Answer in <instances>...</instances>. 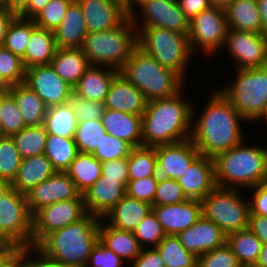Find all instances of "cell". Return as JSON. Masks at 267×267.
Here are the masks:
<instances>
[{"instance_id":"52","label":"cell","mask_w":267,"mask_h":267,"mask_svg":"<svg viewBox=\"0 0 267 267\" xmlns=\"http://www.w3.org/2000/svg\"><path fill=\"white\" fill-rule=\"evenodd\" d=\"M157 184L158 183L153 176L137 180H129L126 187V193L132 198L153 205Z\"/></svg>"},{"instance_id":"73","label":"cell","mask_w":267,"mask_h":267,"mask_svg":"<svg viewBox=\"0 0 267 267\" xmlns=\"http://www.w3.org/2000/svg\"><path fill=\"white\" fill-rule=\"evenodd\" d=\"M2 110V99H0V123H1V120H2V117H1V111Z\"/></svg>"},{"instance_id":"26","label":"cell","mask_w":267,"mask_h":267,"mask_svg":"<svg viewBox=\"0 0 267 267\" xmlns=\"http://www.w3.org/2000/svg\"><path fill=\"white\" fill-rule=\"evenodd\" d=\"M87 33L82 8L74 0L67 8L59 27L54 31L57 48H81Z\"/></svg>"},{"instance_id":"44","label":"cell","mask_w":267,"mask_h":267,"mask_svg":"<svg viewBox=\"0 0 267 267\" xmlns=\"http://www.w3.org/2000/svg\"><path fill=\"white\" fill-rule=\"evenodd\" d=\"M133 148L129 142L105 133L99 146H97L92 155L100 162L118 160L127 158Z\"/></svg>"},{"instance_id":"30","label":"cell","mask_w":267,"mask_h":267,"mask_svg":"<svg viewBox=\"0 0 267 267\" xmlns=\"http://www.w3.org/2000/svg\"><path fill=\"white\" fill-rule=\"evenodd\" d=\"M50 65L57 75L73 88L91 67L81 48H58Z\"/></svg>"},{"instance_id":"13","label":"cell","mask_w":267,"mask_h":267,"mask_svg":"<svg viewBox=\"0 0 267 267\" xmlns=\"http://www.w3.org/2000/svg\"><path fill=\"white\" fill-rule=\"evenodd\" d=\"M237 64V69L267 66V35L228 29L224 46Z\"/></svg>"},{"instance_id":"25","label":"cell","mask_w":267,"mask_h":267,"mask_svg":"<svg viewBox=\"0 0 267 267\" xmlns=\"http://www.w3.org/2000/svg\"><path fill=\"white\" fill-rule=\"evenodd\" d=\"M153 205L127 194L103 217L110 226L122 231L133 232L140 222L152 211Z\"/></svg>"},{"instance_id":"7","label":"cell","mask_w":267,"mask_h":267,"mask_svg":"<svg viewBox=\"0 0 267 267\" xmlns=\"http://www.w3.org/2000/svg\"><path fill=\"white\" fill-rule=\"evenodd\" d=\"M140 31L137 47L161 66L184 77L188 60L193 55L188 35L160 27H140Z\"/></svg>"},{"instance_id":"50","label":"cell","mask_w":267,"mask_h":267,"mask_svg":"<svg viewBox=\"0 0 267 267\" xmlns=\"http://www.w3.org/2000/svg\"><path fill=\"white\" fill-rule=\"evenodd\" d=\"M197 267H243L230 246L225 243L197 257Z\"/></svg>"},{"instance_id":"31","label":"cell","mask_w":267,"mask_h":267,"mask_svg":"<svg viewBox=\"0 0 267 267\" xmlns=\"http://www.w3.org/2000/svg\"><path fill=\"white\" fill-rule=\"evenodd\" d=\"M224 10L228 29L263 33L257 0H235Z\"/></svg>"},{"instance_id":"58","label":"cell","mask_w":267,"mask_h":267,"mask_svg":"<svg viewBox=\"0 0 267 267\" xmlns=\"http://www.w3.org/2000/svg\"><path fill=\"white\" fill-rule=\"evenodd\" d=\"M179 7L184 15L191 20L203 10L210 8L212 5L209 0H177Z\"/></svg>"},{"instance_id":"70","label":"cell","mask_w":267,"mask_h":267,"mask_svg":"<svg viewBox=\"0 0 267 267\" xmlns=\"http://www.w3.org/2000/svg\"><path fill=\"white\" fill-rule=\"evenodd\" d=\"M142 0H128V12L134 11V4L137 6Z\"/></svg>"},{"instance_id":"71","label":"cell","mask_w":267,"mask_h":267,"mask_svg":"<svg viewBox=\"0 0 267 267\" xmlns=\"http://www.w3.org/2000/svg\"><path fill=\"white\" fill-rule=\"evenodd\" d=\"M9 242L0 234V251L8 244Z\"/></svg>"},{"instance_id":"47","label":"cell","mask_w":267,"mask_h":267,"mask_svg":"<svg viewBox=\"0 0 267 267\" xmlns=\"http://www.w3.org/2000/svg\"><path fill=\"white\" fill-rule=\"evenodd\" d=\"M26 69L22 59L4 47H0V76L10 85L25 81Z\"/></svg>"},{"instance_id":"14","label":"cell","mask_w":267,"mask_h":267,"mask_svg":"<svg viewBox=\"0 0 267 267\" xmlns=\"http://www.w3.org/2000/svg\"><path fill=\"white\" fill-rule=\"evenodd\" d=\"M199 154L191 139L156 146L157 163L153 173L155 181L161 183L169 179L177 180Z\"/></svg>"},{"instance_id":"2","label":"cell","mask_w":267,"mask_h":267,"mask_svg":"<svg viewBox=\"0 0 267 267\" xmlns=\"http://www.w3.org/2000/svg\"><path fill=\"white\" fill-rule=\"evenodd\" d=\"M181 93L148 101L142 115V146L155 147L190 139L195 111L188 101L181 99Z\"/></svg>"},{"instance_id":"53","label":"cell","mask_w":267,"mask_h":267,"mask_svg":"<svg viewBox=\"0 0 267 267\" xmlns=\"http://www.w3.org/2000/svg\"><path fill=\"white\" fill-rule=\"evenodd\" d=\"M123 262V259L98 241L91 251L86 267L90 264L92 267H122Z\"/></svg>"},{"instance_id":"61","label":"cell","mask_w":267,"mask_h":267,"mask_svg":"<svg viewBox=\"0 0 267 267\" xmlns=\"http://www.w3.org/2000/svg\"><path fill=\"white\" fill-rule=\"evenodd\" d=\"M49 2L50 0H27L26 7L18 16L33 19Z\"/></svg>"},{"instance_id":"1","label":"cell","mask_w":267,"mask_h":267,"mask_svg":"<svg viewBox=\"0 0 267 267\" xmlns=\"http://www.w3.org/2000/svg\"><path fill=\"white\" fill-rule=\"evenodd\" d=\"M212 94L190 134L200 154L210 158L244 140L240 121L245 120L219 90Z\"/></svg>"},{"instance_id":"59","label":"cell","mask_w":267,"mask_h":267,"mask_svg":"<svg viewBox=\"0 0 267 267\" xmlns=\"http://www.w3.org/2000/svg\"><path fill=\"white\" fill-rule=\"evenodd\" d=\"M248 228L260 239L263 245L267 244V216L250 214Z\"/></svg>"},{"instance_id":"43","label":"cell","mask_w":267,"mask_h":267,"mask_svg":"<svg viewBox=\"0 0 267 267\" xmlns=\"http://www.w3.org/2000/svg\"><path fill=\"white\" fill-rule=\"evenodd\" d=\"M22 157L11 136L0 137V177L12 182L16 177Z\"/></svg>"},{"instance_id":"8","label":"cell","mask_w":267,"mask_h":267,"mask_svg":"<svg viewBox=\"0 0 267 267\" xmlns=\"http://www.w3.org/2000/svg\"><path fill=\"white\" fill-rule=\"evenodd\" d=\"M235 83L219 89L247 120H263L267 110V66L237 69Z\"/></svg>"},{"instance_id":"15","label":"cell","mask_w":267,"mask_h":267,"mask_svg":"<svg viewBox=\"0 0 267 267\" xmlns=\"http://www.w3.org/2000/svg\"><path fill=\"white\" fill-rule=\"evenodd\" d=\"M24 83L35 91L47 108L68 103L74 92V88L59 77L50 64L26 69Z\"/></svg>"},{"instance_id":"18","label":"cell","mask_w":267,"mask_h":267,"mask_svg":"<svg viewBox=\"0 0 267 267\" xmlns=\"http://www.w3.org/2000/svg\"><path fill=\"white\" fill-rule=\"evenodd\" d=\"M82 8L88 33L119 26L129 12L119 0H76Z\"/></svg>"},{"instance_id":"4","label":"cell","mask_w":267,"mask_h":267,"mask_svg":"<svg viewBox=\"0 0 267 267\" xmlns=\"http://www.w3.org/2000/svg\"><path fill=\"white\" fill-rule=\"evenodd\" d=\"M213 161L218 187L250 190L267 179V149L245 146L244 140L216 155Z\"/></svg>"},{"instance_id":"72","label":"cell","mask_w":267,"mask_h":267,"mask_svg":"<svg viewBox=\"0 0 267 267\" xmlns=\"http://www.w3.org/2000/svg\"><path fill=\"white\" fill-rule=\"evenodd\" d=\"M119 1H121L124 4L125 8L128 11V0H119Z\"/></svg>"},{"instance_id":"3","label":"cell","mask_w":267,"mask_h":267,"mask_svg":"<svg viewBox=\"0 0 267 267\" xmlns=\"http://www.w3.org/2000/svg\"><path fill=\"white\" fill-rule=\"evenodd\" d=\"M101 219L87 213L82 219L48 234L37 247L50 258L71 267H86L99 241Z\"/></svg>"},{"instance_id":"67","label":"cell","mask_w":267,"mask_h":267,"mask_svg":"<svg viewBox=\"0 0 267 267\" xmlns=\"http://www.w3.org/2000/svg\"><path fill=\"white\" fill-rule=\"evenodd\" d=\"M11 85L7 81H0V99L5 98L10 93Z\"/></svg>"},{"instance_id":"63","label":"cell","mask_w":267,"mask_h":267,"mask_svg":"<svg viewBox=\"0 0 267 267\" xmlns=\"http://www.w3.org/2000/svg\"><path fill=\"white\" fill-rule=\"evenodd\" d=\"M26 2L27 0H3L2 8L18 15L26 7Z\"/></svg>"},{"instance_id":"5","label":"cell","mask_w":267,"mask_h":267,"mask_svg":"<svg viewBox=\"0 0 267 267\" xmlns=\"http://www.w3.org/2000/svg\"><path fill=\"white\" fill-rule=\"evenodd\" d=\"M135 13L131 11L114 29L86 34L81 49L91 66L105 65L118 71L122 68L137 47L135 28L138 27V19Z\"/></svg>"},{"instance_id":"34","label":"cell","mask_w":267,"mask_h":267,"mask_svg":"<svg viewBox=\"0 0 267 267\" xmlns=\"http://www.w3.org/2000/svg\"><path fill=\"white\" fill-rule=\"evenodd\" d=\"M226 243L243 267L257 263L263 245L249 228L227 234Z\"/></svg>"},{"instance_id":"46","label":"cell","mask_w":267,"mask_h":267,"mask_svg":"<svg viewBox=\"0 0 267 267\" xmlns=\"http://www.w3.org/2000/svg\"><path fill=\"white\" fill-rule=\"evenodd\" d=\"M0 134L1 136H12L19 133L23 128L27 127L24 123L22 114L20 113L13 96L9 93L2 98Z\"/></svg>"},{"instance_id":"54","label":"cell","mask_w":267,"mask_h":267,"mask_svg":"<svg viewBox=\"0 0 267 267\" xmlns=\"http://www.w3.org/2000/svg\"><path fill=\"white\" fill-rule=\"evenodd\" d=\"M101 164V175H106V178L119 179L127 187L129 181L128 157L101 162Z\"/></svg>"},{"instance_id":"12","label":"cell","mask_w":267,"mask_h":267,"mask_svg":"<svg viewBox=\"0 0 267 267\" xmlns=\"http://www.w3.org/2000/svg\"><path fill=\"white\" fill-rule=\"evenodd\" d=\"M228 25L223 7L211 6L189 22L188 40L192 52L196 46L211 53L222 49L227 36Z\"/></svg>"},{"instance_id":"35","label":"cell","mask_w":267,"mask_h":267,"mask_svg":"<svg viewBox=\"0 0 267 267\" xmlns=\"http://www.w3.org/2000/svg\"><path fill=\"white\" fill-rule=\"evenodd\" d=\"M101 169L102 164L95 156L79 152L66 173L83 194L101 176Z\"/></svg>"},{"instance_id":"41","label":"cell","mask_w":267,"mask_h":267,"mask_svg":"<svg viewBox=\"0 0 267 267\" xmlns=\"http://www.w3.org/2000/svg\"><path fill=\"white\" fill-rule=\"evenodd\" d=\"M31 37V19L16 16L10 23L3 47L22 60Z\"/></svg>"},{"instance_id":"49","label":"cell","mask_w":267,"mask_h":267,"mask_svg":"<svg viewBox=\"0 0 267 267\" xmlns=\"http://www.w3.org/2000/svg\"><path fill=\"white\" fill-rule=\"evenodd\" d=\"M134 236L144 248V242L156 247L166 236L161 223L157 220L153 211H151L133 231Z\"/></svg>"},{"instance_id":"62","label":"cell","mask_w":267,"mask_h":267,"mask_svg":"<svg viewBox=\"0 0 267 267\" xmlns=\"http://www.w3.org/2000/svg\"><path fill=\"white\" fill-rule=\"evenodd\" d=\"M16 16L15 12L0 8V47H3L8 27Z\"/></svg>"},{"instance_id":"22","label":"cell","mask_w":267,"mask_h":267,"mask_svg":"<svg viewBox=\"0 0 267 267\" xmlns=\"http://www.w3.org/2000/svg\"><path fill=\"white\" fill-rule=\"evenodd\" d=\"M152 211L166 235H178L202 216L201 202L192 199L171 205H153Z\"/></svg>"},{"instance_id":"16","label":"cell","mask_w":267,"mask_h":267,"mask_svg":"<svg viewBox=\"0 0 267 267\" xmlns=\"http://www.w3.org/2000/svg\"><path fill=\"white\" fill-rule=\"evenodd\" d=\"M25 195L28 209L32 216L38 210L50 204L74 198H83L74 181L66 172H55Z\"/></svg>"},{"instance_id":"55","label":"cell","mask_w":267,"mask_h":267,"mask_svg":"<svg viewBox=\"0 0 267 267\" xmlns=\"http://www.w3.org/2000/svg\"><path fill=\"white\" fill-rule=\"evenodd\" d=\"M251 189L255 192L249 202L250 214L267 216V179Z\"/></svg>"},{"instance_id":"24","label":"cell","mask_w":267,"mask_h":267,"mask_svg":"<svg viewBox=\"0 0 267 267\" xmlns=\"http://www.w3.org/2000/svg\"><path fill=\"white\" fill-rule=\"evenodd\" d=\"M101 121L106 133L129 142L133 147L142 146V116L106 109Z\"/></svg>"},{"instance_id":"51","label":"cell","mask_w":267,"mask_h":267,"mask_svg":"<svg viewBox=\"0 0 267 267\" xmlns=\"http://www.w3.org/2000/svg\"><path fill=\"white\" fill-rule=\"evenodd\" d=\"M188 200L177 180L169 179L157 184L153 205H171Z\"/></svg>"},{"instance_id":"40","label":"cell","mask_w":267,"mask_h":267,"mask_svg":"<svg viewBox=\"0 0 267 267\" xmlns=\"http://www.w3.org/2000/svg\"><path fill=\"white\" fill-rule=\"evenodd\" d=\"M156 163V146L134 147L128 156L129 180L153 176Z\"/></svg>"},{"instance_id":"64","label":"cell","mask_w":267,"mask_h":267,"mask_svg":"<svg viewBox=\"0 0 267 267\" xmlns=\"http://www.w3.org/2000/svg\"><path fill=\"white\" fill-rule=\"evenodd\" d=\"M263 33L267 35V0H257Z\"/></svg>"},{"instance_id":"48","label":"cell","mask_w":267,"mask_h":267,"mask_svg":"<svg viewBox=\"0 0 267 267\" xmlns=\"http://www.w3.org/2000/svg\"><path fill=\"white\" fill-rule=\"evenodd\" d=\"M68 104L72 108L78 122L101 119L103 113L106 111L105 102L84 99L75 92L69 96Z\"/></svg>"},{"instance_id":"29","label":"cell","mask_w":267,"mask_h":267,"mask_svg":"<svg viewBox=\"0 0 267 267\" xmlns=\"http://www.w3.org/2000/svg\"><path fill=\"white\" fill-rule=\"evenodd\" d=\"M106 69L101 70V66L89 67L74 87V92L84 99L104 102L112 81L119 74L117 69Z\"/></svg>"},{"instance_id":"38","label":"cell","mask_w":267,"mask_h":267,"mask_svg":"<svg viewBox=\"0 0 267 267\" xmlns=\"http://www.w3.org/2000/svg\"><path fill=\"white\" fill-rule=\"evenodd\" d=\"M155 248L166 267H197V257L184 248L177 235H166Z\"/></svg>"},{"instance_id":"27","label":"cell","mask_w":267,"mask_h":267,"mask_svg":"<svg viewBox=\"0 0 267 267\" xmlns=\"http://www.w3.org/2000/svg\"><path fill=\"white\" fill-rule=\"evenodd\" d=\"M55 172L50 160L44 153L22 159L17 175L11 182V188L26 194Z\"/></svg>"},{"instance_id":"56","label":"cell","mask_w":267,"mask_h":267,"mask_svg":"<svg viewBox=\"0 0 267 267\" xmlns=\"http://www.w3.org/2000/svg\"><path fill=\"white\" fill-rule=\"evenodd\" d=\"M132 263L133 267H166L163 258L155 247L150 249L144 247Z\"/></svg>"},{"instance_id":"65","label":"cell","mask_w":267,"mask_h":267,"mask_svg":"<svg viewBox=\"0 0 267 267\" xmlns=\"http://www.w3.org/2000/svg\"><path fill=\"white\" fill-rule=\"evenodd\" d=\"M256 267H267V244L262 245Z\"/></svg>"},{"instance_id":"9","label":"cell","mask_w":267,"mask_h":267,"mask_svg":"<svg viewBox=\"0 0 267 267\" xmlns=\"http://www.w3.org/2000/svg\"><path fill=\"white\" fill-rule=\"evenodd\" d=\"M238 192L237 189L216 186L200 201L202 216L226 234L249 226V202L244 201Z\"/></svg>"},{"instance_id":"6","label":"cell","mask_w":267,"mask_h":267,"mask_svg":"<svg viewBox=\"0 0 267 267\" xmlns=\"http://www.w3.org/2000/svg\"><path fill=\"white\" fill-rule=\"evenodd\" d=\"M119 74L137 87L148 101L178 94L185 79L174 70L161 66L138 47L133 50Z\"/></svg>"},{"instance_id":"75","label":"cell","mask_w":267,"mask_h":267,"mask_svg":"<svg viewBox=\"0 0 267 267\" xmlns=\"http://www.w3.org/2000/svg\"><path fill=\"white\" fill-rule=\"evenodd\" d=\"M2 2H3V0H0V8H2Z\"/></svg>"},{"instance_id":"21","label":"cell","mask_w":267,"mask_h":267,"mask_svg":"<svg viewBox=\"0 0 267 267\" xmlns=\"http://www.w3.org/2000/svg\"><path fill=\"white\" fill-rule=\"evenodd\" d=\"M184 248L196 257L226 243L227 234L214 222L201 216L197 222L177 235Z\"/></svg>"},{"instance_id":"28","label":"cell","mask_w":267,"mask_h":267,"mask_svg":"<svg viewBox=\"0 0 267 267\" xmlns=\"http://www.w3.org/2000/svg\"><path fill=\"white\" fill-rule=\"evenodd\" d=\"M57 49L54 32L37 27L31 19V37L22 60L25 69L50 64Z\"/></svg>"},{"instance_id":"32","label":"cell","mask_w":267,"mask_h":267,"mask_svg":"<svg viewBox=\"0 0 267 267\" xmlns=\"http://www.w3.org/2000/svg\"><path fill=\"white\" fill-rule=\"evenodd\" d=\"M102 221L99 225V241L124 261H133L143 249L134 233L104 225Z\"/></svg>"},{"instance_id":"20","label":"cell","mask_w":267,"mask_h":267,"mask_svg":"<svg viewBox=\"0 0 267 267\" xmlns=\"http://www.w3.org/2000/svg\"><path fill=\"white\" fill-rule=\"evenodd\" d=\"M126 194V186L119 179L101 175L82 195L87 213L103 219Z\"/></svg>"},{"instance_id":"11","label":"cell","mask_w":267,"mask_h":267,"mask_svg":"<svg viewBox=\"0 0 267 267\" xmlns=\"http://www.w3.org/2000/svg\"><path fill=\"white\" fill-rule=\"evenodd\" d=\"M87 214L84 198L56 202L32 216L31 246H37L51 232L79 221Z\"/></svg>"},{"instance_id":"42","label":"cell","mask_w":267,"mask_h":267,"mask_svg":"<svg viewBox=\"0 0 267 267\" xmlns=\"http://www.w3.org/2000/svg\"><path fill=\"white\" fill-rule=\"evenodd\" d=\"M105 133L101 119L78 122L74 137L78 152L93 154Z\"/></svg>"},{"instance_id":"68","label":"cell","mask_w":267,"mask_h":267,"mask_svg":"<svg viewBox=\"0 0 267 267\" xmlns=\"http://www.w3.org/2000/svg\"><path fill=\"white\" fill-rule=\"evenodd\" d=\"M11 188V182L0 177V198Z\"/></svg>"},{"instance_id":"36","label":"cell","mask_w":267,"mask_h":267,"mask_svg":"<svg viewBox=\"0 0 267 267\" xmlns=\"http://www.w3.org/2000/svg\"><path fill=\"white\" fill-rule=\"evenodd\" d=\"M78 121L68 103L47 108L44 127L48 134L74 139Z\"/></svg>"},{"instance_id":"74","label":"cell","mask_w":267,"mask_h":267,"mask_svg":"<svg viewBox=\"0 0 267 267\" xmlns=\"http://www.w3.org/2000/svg\"><path fill=\"white\" fill-rule=\"evenodd\" d=\"M263 119H266L265 121H266V123H267V110H266V112H265V115H264Z\"/></svg>"},{"instance_id":"66","label":"cell","mask_w":267,"mask_h":267,"mask_svg":"<svg viewBox=\"0 0 267 267\" xmlns=\"http://www.w3.org/2000/svg\"><path fill=\"white\" fill-rule=\"evenodd\" d=\"M16 248H17V246H15L14 244L8 243L0 251V265Z\"/></svg>"},{"instance_id":"39","label":"cell","mask_w":267,"mask_h":267,"mask_svg":"<svg viewBox=\"0 0 267 267\" xmlns=\"http://www.w3.org/2000/svg\"><path fill=\"white\" fill-rule=\"evenodd\" d=\"M47 135L48 133L42 124L40 126L25 127L11 137L22 159H25L44 153Z\"/></svg>"},{"instance_id":"19","label":"cell","mask_w":267,"mask_h":267,"mask_svg":"<svg viewBox=\"0 0 267 267\" xmlns=\"http://www.w3.org/2000/svg\"><path fill=\"white\" fill-rule=\"evenodd\" d=\"M177 182L187 199L201 201L216 187L213 158L199 154Z\"/></svg>"},{"instance_id":"33","label":"cell","mask_w":267,"mask_h":267,"mask_svg":"<svg viewBox=\"0 0 267 267\" xmlns=\"http://www.w3.org/2000/svg\"><path fill=\"white\" fill-rule=\"evenodd\" d=\"M10 94L27 127L40 126L44 123L47 107L34 90L23 82L11 85Z\"/></svg>"},{"instance_id":"23","label":"cell","mask_w":267,"mask_h":267,"mask_svg":"<svg viewBox=\"0 0 267 267\" xmlns=\"http://www.w3.org/2000/svg\"><path fill=\"white\" fill-rule=\"evenodd\" d=\"M104 102L106 109L142 116L148 100L137 87L118 74L112 81Z\"/></svg>"},{"instance_id":"37","label":"cell","mask_w":267,"mask_h":267,"mask_svg":"<svg viewBox=\"0 0 267 267\" xmlns=\"http://www.w3.org/2000/svg\"><path fill=\"white\" fill-rule=\"evenodd\" d=\"M78 153L74 139L47 135L44 154L56 172H66Z\"/></svg>"},{"instance_id":"45","label":"cell","mask_w":267,"mask_h":267,"mask_svg":"<svg viewBox=\"0 0 267 267\" xmlns=\"http://www.w3.org/2000/svg\"><path fill=\"white\" fill-rule=\"evenodd\" d=\"M74 0H50L33 18L37 27L54 32L62 22L67 8Z\"/></svg>"},{"instance_id":"10","label":"cell","mask_w":267,"mask_h":267,"mask_svg":"<svg viewBox=\"0 0 267 267\" xmlns=\"http://www.w3.org/2000/svg\"><path fill=\"white\" fill-rule=\"evenodd\" d=\"M0 234L17 247L31 246L32 215L26 195L13 188L0 198Z\"/></svg>"},{"instance_id":"60","label":"cell","mask_w":267,"mask_h":267,"mask_svg":"<svg viewBox=\"0 0 267 267\" xmlns=\"http://www.w3.org/2000/svg\"><path fill=\"white\" fill-rule=\"evenodd\" d=\"M0 267H28V247H17Z\"/></svg>"},{"instance_id":"69","label":"cell","mask_w":267,"mask_h":267,"mask_svg":"<svg viewBox=\"0 0 267 267\" xmlns=\"http://www.w3.org/2000/svg\"><path fill=\"white\" fill-rule=\"evenodd\" d=\"M212 6H218L225 8L230 3L234 2L235 0H209Z\"/></svg>"},{"instance_id":"57","label":"cell","mask_w":267,"mask_h":267,"mask_svg":"<svg viewBox=\"0 0 267 267\" xmlns=\"http://www.w3.org/2000/svg\"><path fill=\"white\" fill-rule=\"evenodd\" d=\"M35 251L34 253L37 255V259L32 258L30 255L31 251ZM28 267H71L67 266L60 261L54 260L43 253L37 246H29L28 247ZM32 258V259H31ZM31 259V260H30Z\"/></svg>"},{"instance_id":"17","label":"cell","mask_w":267,"mask_h":267,"mask_svg":"<svg viewBox=\"0 0 267 267\" xmlns=\"http://www.w3.org/2000/svg\"><path fill=\"white\" fill-rule=\"evenodd\" d=\"M143 27H160L188 35L190 20L184 15L177 0H142Z\"/></svg>"}]
</instances>
